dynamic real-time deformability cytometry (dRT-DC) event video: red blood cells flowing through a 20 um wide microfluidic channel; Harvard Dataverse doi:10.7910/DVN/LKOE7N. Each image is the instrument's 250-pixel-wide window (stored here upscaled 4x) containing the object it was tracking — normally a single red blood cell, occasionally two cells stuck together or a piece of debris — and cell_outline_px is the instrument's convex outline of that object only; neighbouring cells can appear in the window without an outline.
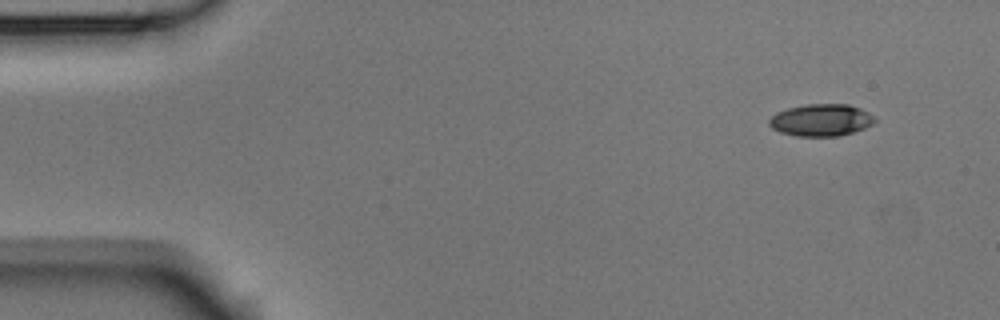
{"species": "Egyptian fruit bat (a non-hibernating species)", "species_latin": "Rousettus aegyptiacus", "temperature_condition": "room temperature", "stored_images_in_passage": 3, "camera_frame_rate_fps": 3000, "um_per_image_px": 0.085, "animal": {"sex": "male"}, "frame": {"image": 1, "passage_image": 1, "time_ms": 0.0, "image_size_px": [1000, 320], "cell_outline_px": [[876, 120], [872, 124], [864, 128], [852, 132], [836, 136], [796, 136], [780, 132], [772, 128], [768, 124], [768, 120], [776, 112], [788, 108], [804, 104], [848, 104], [860, 108], [868, 112]], "centroid_in_image_um": [69.76, 10.2], "position_along_channel_um": 15.2, "area_um2": 19.71}}
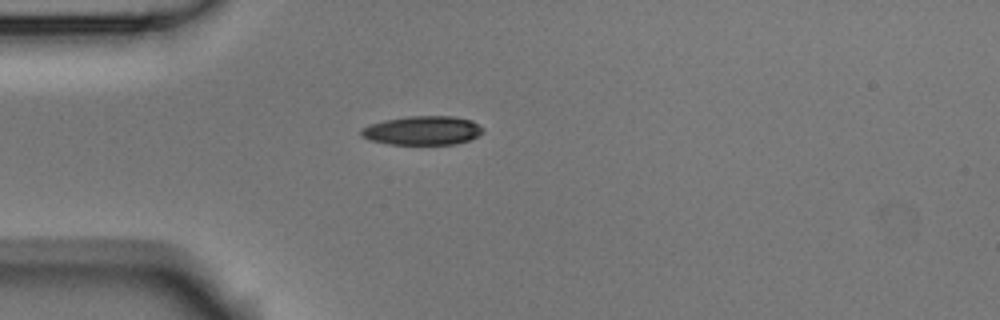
{"frame": {"image": 2, "passage_image": 3, "time_ms": 0.667, "image_size_px": [1000, 320], "cell_outline_px": [[484, 132], [468, 140], [456, 144], [388, 144], [368, 140], [360, 136], [360, 128], [368, 124], [384, 120], [408, 116], [452, 116], [472, 120], [484, 128]], "centroid_in_image_um": [35.87, 11.09], "position_along_channel_um": 49.1, "area_um2": 20.75}}